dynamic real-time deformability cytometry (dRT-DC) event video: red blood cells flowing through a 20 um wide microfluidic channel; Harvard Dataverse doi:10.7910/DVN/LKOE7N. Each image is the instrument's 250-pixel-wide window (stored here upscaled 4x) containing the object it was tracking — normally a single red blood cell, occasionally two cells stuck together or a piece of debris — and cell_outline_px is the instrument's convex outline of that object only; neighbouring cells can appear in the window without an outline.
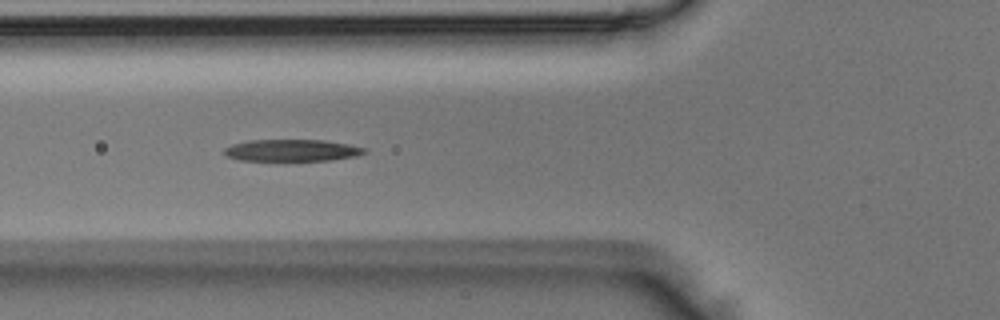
{"species": "Egyptian fruit bat (a non-hibernating species)", "species_latin": "Rousettus aegyptiacus", "temperature_condition": "room temperature", "stored_images_in_passage": 6, "segment_of_instrument_passage": [2, 2], "camera_frame_rate_fps": 3000, "um_per_image_px": 0.085, "animal": {"sex": "male"}, "frame": {"image": 1, "passage_image": 6, "time_ms": 1.667, "image_size_px": [1000, 320], "cell_outline_px": [[368, 152], [356, 156], [332, 160], [240, 160], [228, 156], [224, 152], [224, 148], [232, 144], [248, 140], [324, 140], [348, 144], [368, 148]], "centroid_in_image_um": [24.86, 12.77], "position_along_channel_um": 100.9, "area_um2": 17.8}}